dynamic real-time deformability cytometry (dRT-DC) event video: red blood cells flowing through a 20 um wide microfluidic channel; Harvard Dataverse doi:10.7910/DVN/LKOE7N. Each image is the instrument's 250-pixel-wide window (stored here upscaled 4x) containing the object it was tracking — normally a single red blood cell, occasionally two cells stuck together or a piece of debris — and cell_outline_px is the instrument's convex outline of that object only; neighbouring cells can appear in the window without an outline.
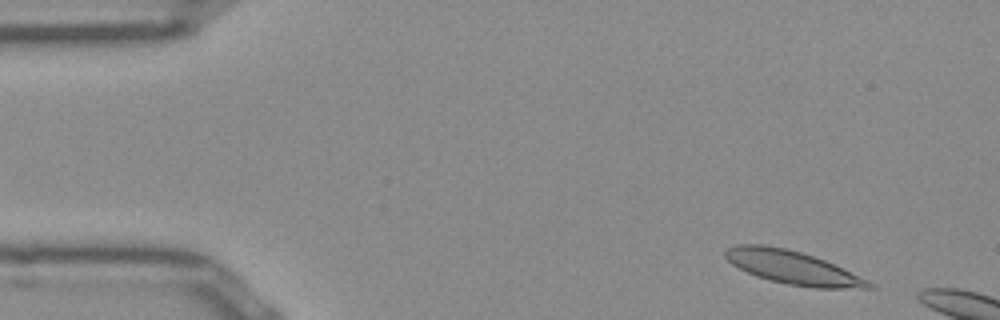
{"species": "Egyptian fruit bat (a non-hibernating species)", "species_latin": "Rousettus aegyptiacus", "temperature_condition": "room temperature", "stored_images_in_passage": 6, "camera_frame_rate_fps": 3000, "um_per_image_px": 0.085, "frame": {"image": 1, "passage_image": 1, "time_ms": 0.0, "image_size_px": [1000, 320], "cell_outline_px": [[880, 288], [812, 288], [788, 284], [768, 280], [756, 276], [732, 264], [724, 256], [724, 252], [728, 248], [736, 244], [764, 244], [784, 248], [800, 252], [824, 260], [868, 280], [876, 284]], "centroid_in_image_um": [67.38, 22.74], "position_along_channel_um": 17.6, "area_um2": 27.74}}